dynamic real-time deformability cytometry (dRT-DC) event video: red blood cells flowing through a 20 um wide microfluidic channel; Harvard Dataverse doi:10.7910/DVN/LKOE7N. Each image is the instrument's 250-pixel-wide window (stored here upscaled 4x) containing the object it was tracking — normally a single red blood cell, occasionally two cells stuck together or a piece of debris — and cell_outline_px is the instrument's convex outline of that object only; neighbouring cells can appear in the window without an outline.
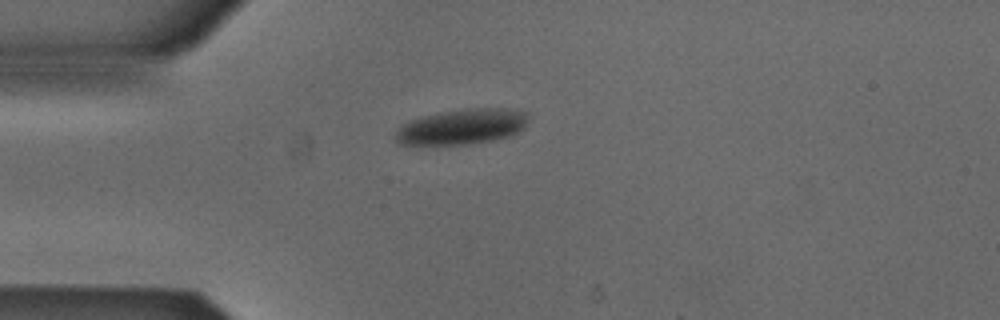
{"species": "Egyptian fruit bat (a non-hibernating species)", "species_latin": "Rousettus aegyptiacus", "temperature_condition": "cold", "stored_images_in_passage": 4, "camera_frame_rate_fps": 3000, "um_per_image_px": 0.085, "animal": {"sex": "male"}, "frame": {"image": 1, "passage_image": 2, "time_ms": 0.333, "image_size_px": [1000, 320], "cell_outline_px": [[528, 116], [524, 128], [508, 136], [468, 144], [400, 144], [392, 136], [396, 128], [400, 124], [408, 120], [424, 116], [444, 112], [468, 108], [508, 108], [528, 112]], "centroid_in_image_um": [39.22, 10.75], "position_along_channel_um": 45.8, "area_um2": 27.28}}